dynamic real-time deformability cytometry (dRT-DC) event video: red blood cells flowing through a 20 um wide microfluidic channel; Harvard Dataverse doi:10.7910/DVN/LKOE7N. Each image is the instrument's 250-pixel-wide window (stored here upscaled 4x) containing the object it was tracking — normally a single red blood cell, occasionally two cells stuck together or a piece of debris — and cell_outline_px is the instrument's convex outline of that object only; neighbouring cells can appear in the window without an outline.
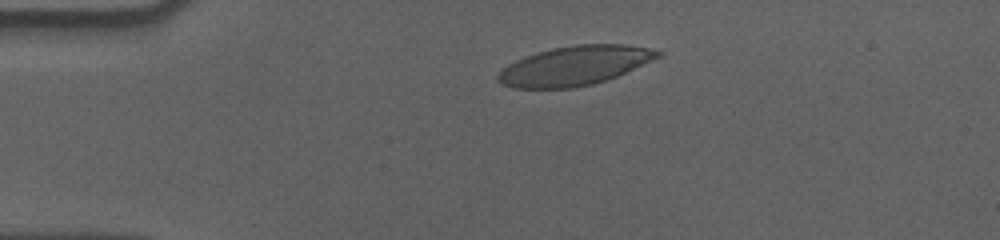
{"species": "human", "species_latin": "Homo sapiens", "temperature_condition": "cold", "stored_images_in_passage": 53, "camera_frame_rate_fps": 3000, "um_per_image_px": 0.085, "donor": {"sex": "male"}, "frame": {"image": 1, "passage_image": 8, "time_ms": 2.333, "image_size_px": [1000, 240], "cell_outline_px": [[664, 56], [608, 80], [592, 84], [572, 88], [512, 88], [496, 80], [496, 76], [508, 64], [524, 56], [536, 52], [552, 48], [576, 44], [624, 44], [648, 48], [664, 52]], "centroid_in_image_um": [48.89, 5.58], "position_along_channel_um": 36.1, "area_um2": 36.82}}
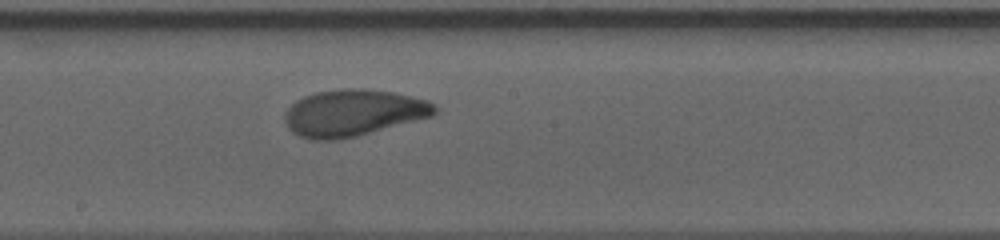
{"frame": {"image": 2, "passage_image": 27, "time_ms": 8.667, "image_size_px": [1000, 240], "cell_outline_px": [[440, 108], [432, 116], [356, 136], [340, 140], [308, 140], [292, 132], [288, 128], [284, 120], [284, 112], [296, 100], [304, 96], [316, 92], [340, 88], [364, 88], [392, 92], [428, 100]], "centroid_in_image_um": [30.0, 9.59], "position_along_channel_um": 218.2, "area_um2": 40.98}}
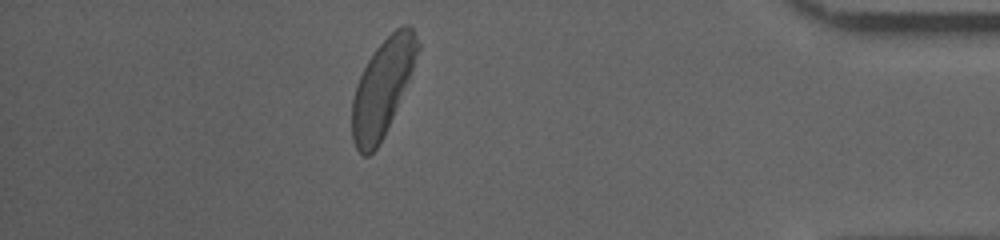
{"frame": {"image": 3, "passage_image": 46, "time_ms": 15.0, "image_size_px": [1000, 240], "cell_outline_px": [[420, 48], [412, 68], [384, 136], [376, 148], [368, 156], [364, 156], [356, 148], [352, 140], [352, 100], [356, 84], [368, 60], [376, 48], [396, 28], [404, 24], [408, 24], [412, 28], [420, 44]], "centroid_in_image_um": [32.48, 7.44], "position_along_channel_um": 402.7, "area_um2": 35.89}, "authors_computed_cell_mechanics": {"area_um2": 38.3214, "velocity_mm_per_s": 3.5593, "shape_relaxation_time_tau1_ms": 3.5371, "shape_relaxation_time_tau2_ms": 1.6207, "deformation_change_tau1": 0.1629, "deformation_change_tau2": 0.0682}}